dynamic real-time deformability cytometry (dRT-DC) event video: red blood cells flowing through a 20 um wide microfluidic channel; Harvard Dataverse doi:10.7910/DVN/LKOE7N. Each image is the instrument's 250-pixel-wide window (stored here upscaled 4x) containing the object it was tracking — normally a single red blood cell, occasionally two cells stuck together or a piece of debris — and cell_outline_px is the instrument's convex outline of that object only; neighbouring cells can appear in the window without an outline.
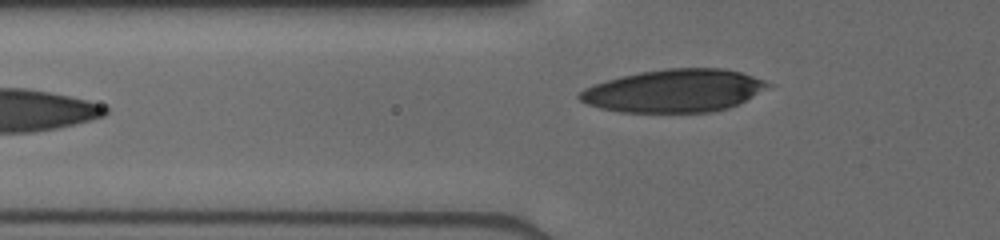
{"species": "human", "species_latin": "Homo sapiens", "temperature_condition": "cold", "stored_images_in_passage": 5, "camera_frame_rate_fps": 3000, "um_per_image_px": 0.085, "donor": {"sex": "male"}, "frame": {"image": 1, "passage_image": 5, "time_ms": 1.667, "image_size_px": [1000, 240], "cell_outline_px": [[768, 84], [744, 100], [728, 108], [708, 112], [620, 112], [600, 108], [588, 104], [580, 100], [576, 96], [584, 88], [592, 84], [620, 76], [640, 72], [668, 68], [724, 68], [740, 72], [764, 80]], "centroid_in_image_um": [57.19, 7.71], "position_along_channel_um": 68.6, "area_um2": 46.41}}